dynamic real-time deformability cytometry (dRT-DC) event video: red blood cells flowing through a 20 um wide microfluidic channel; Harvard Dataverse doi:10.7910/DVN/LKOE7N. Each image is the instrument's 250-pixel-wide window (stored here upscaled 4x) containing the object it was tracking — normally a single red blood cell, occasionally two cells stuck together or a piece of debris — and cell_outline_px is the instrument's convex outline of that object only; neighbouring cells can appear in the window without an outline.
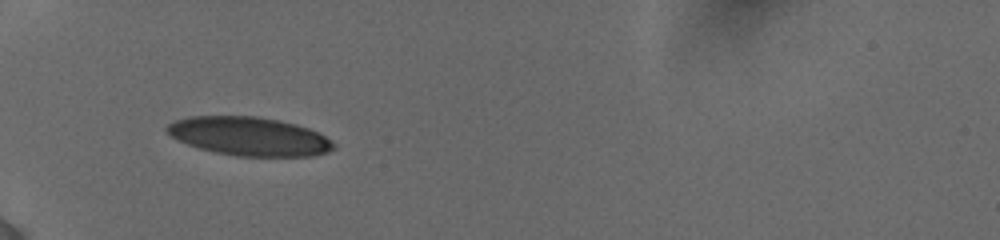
{"species": "human", "species_latin": "Homo sapiens", "temperature_condition": "cold", "stored_images_in_passage": 2, "camera_frame_rate_fps": 3000, "um_per_image_px": 0.085, "donor": {"sex": "female"}, "frame": {"image": 1, "passage_image": 1, "time_ms": 0.0, "image_size_px": [1000, 240], "cell_outline_px": [[336, 148], [328, 152], [312, 156], [236, 156], [216, 152], [200, 148], [176, 140], [164, 128], [168, 124], [176, 120], [188, 116], [256, 116], [296, 124], [308, 128], [332, 140], [336, 144]], "centroid_in_image_um": [21.19, 11.59], "position_along_channel_um": 63.8, "area_um2": 37.45}}